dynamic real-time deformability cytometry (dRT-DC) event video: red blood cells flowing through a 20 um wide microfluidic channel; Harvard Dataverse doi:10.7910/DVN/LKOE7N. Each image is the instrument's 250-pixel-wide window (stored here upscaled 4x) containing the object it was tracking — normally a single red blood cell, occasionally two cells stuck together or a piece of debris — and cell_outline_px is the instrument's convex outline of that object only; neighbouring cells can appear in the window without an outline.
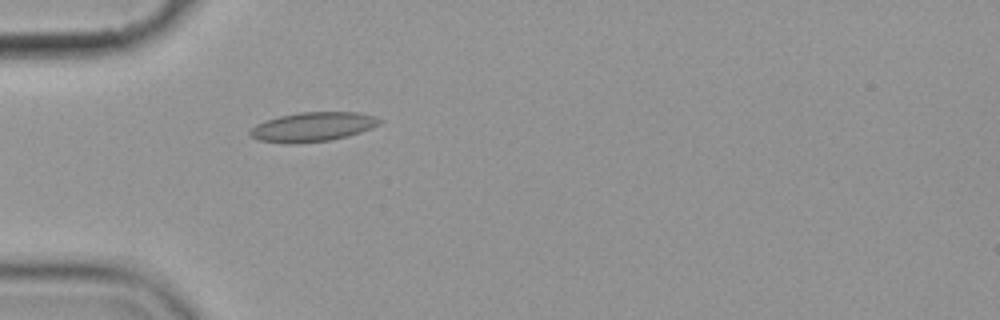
{"species": "common noctule bat (a hibernating species)", "species_latin": "Nyctalus noctula", "temperature_condition": "cold", "stored_images_in_passage": 2, "camera_frame_rate_fps": 3000, "um_per_image_px": 0.085, "animal": {"sex": "female", "body_mass_g": 19.9}, "frame": {"image": 1, "passage_image": 2, "time_ms": 1.0, "image_size_px": [1000, 320], "cell_outline_px": [[384, 120], [380, 124], [372, 128], [348, 136], [332, 140], [296, 144], [288, 144], [256, 140], [248, 132], [256, 124], [264, 120], [280, 116], [300, 112], [360, 112], [376, 116]], "centroid_in_image_um": [26.6, 10.79], "position_along_channel_um": 58.4, "area_um2": 22.48}}